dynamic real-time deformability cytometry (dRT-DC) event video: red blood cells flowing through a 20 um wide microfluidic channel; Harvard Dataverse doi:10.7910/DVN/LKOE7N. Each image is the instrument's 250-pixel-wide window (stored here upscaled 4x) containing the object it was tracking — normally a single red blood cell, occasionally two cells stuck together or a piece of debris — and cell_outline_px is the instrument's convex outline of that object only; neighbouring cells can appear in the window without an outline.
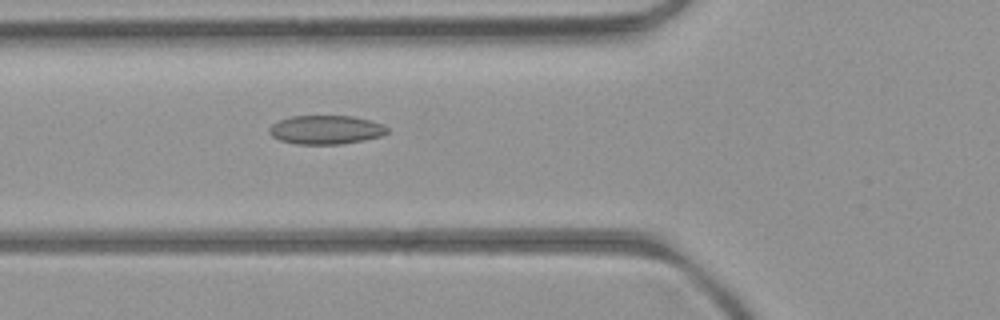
{"species": "common noctule bat (a hibernating species)", "species_latin": "Nyctalus noctula", "temperature_condition": "room temperature", "stored_images_in_passage": 34, "camera_frame_rate_fps": 3000, "um_per_image_px": 0.085, "animal": {"sex": "female", "body_mass_g": 21.9}, "frame": {"image": 1, "passage_image": 4, "time_ms": 1.0, "image_size_px": [1000, 320], "cell_outline_px": [[388, 132], [380, 136], [340, 144], [296, 144], [280, 140], [272, 136], [268, 132], [268, 128], [272, 124], [280, 120], [292, 116], [352, 116], [368, 120], [380, 124], [388, 128]], "centroid_in_image_um": [27.64, 11.03], "position_along_channel_um": 98.2, "area_um2": 19.54}}
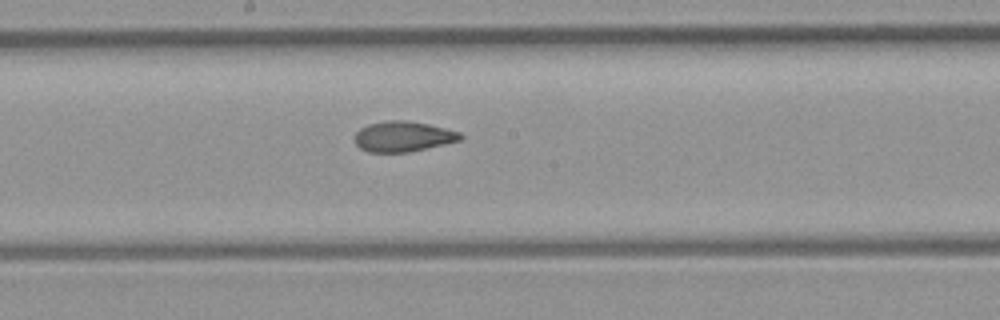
{"frame": {"image": 2, "passage_image": 12, "time_ms": 3.667, "image_size_px": [1000, 320], "cell_outline_px": [[464, 136], [460, 140], [444, 144], [408, 152], [368, 152], [360, 148], [356, 144], [356, 132], [360, 128], [368, 124], [388, 120], [408, 120], [428, 124], [460, 132]], "centroid_in_image_um": [34.26, 11.59], "position_along_channel_um": 213.9, "area_um2": 18.61}}
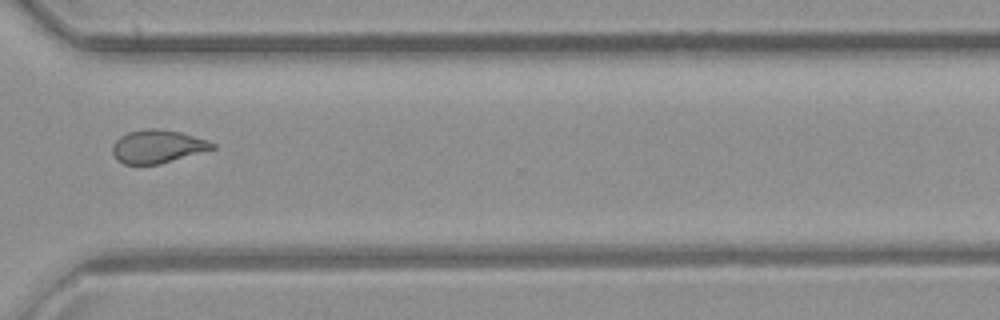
{"frame": {"image": 3, "passage_image": 22, "time_ms": 7.0, "image_size_px": [1000, 320], "cell_outline_px": [[216, 148], [160, 164], [124, 164], [116, 160], [112, 152], [112, 148], [116, 140], [120, 136], [128, 132], [148, 128], [160, 128], [180, 132], [208, 140], [216, 144]], "centroid_in_image_um": [13.39, 12.45], "position_along_channel_um": 357.2, "area_um2": 19.36}, "authors_computed_cell_mechanics": {"area_um2": 19.363, "velocity_mm_per_s": 4.3107, "shape_relaxation_time_tau1_ms": null, "shape_relaxation_time_tau2_ms": 1.8536, "deformation_change_tau1": null, "deformation_change_tau2": 0.0781}}